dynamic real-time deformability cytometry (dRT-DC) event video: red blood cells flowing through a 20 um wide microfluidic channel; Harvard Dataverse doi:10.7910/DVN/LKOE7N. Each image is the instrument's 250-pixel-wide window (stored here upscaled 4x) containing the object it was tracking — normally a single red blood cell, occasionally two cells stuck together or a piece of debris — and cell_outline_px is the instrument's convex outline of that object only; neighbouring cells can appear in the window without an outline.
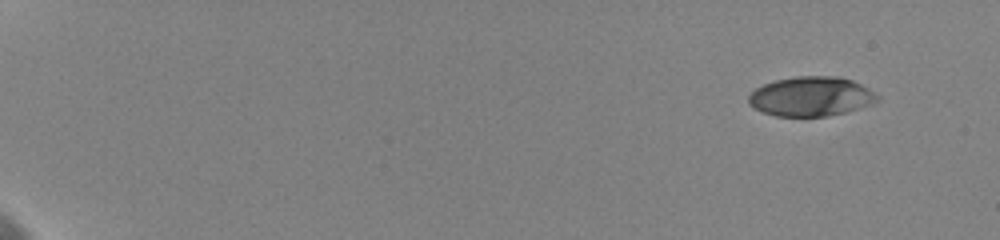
{"species": "human", "species_latin": "Homo sapiens", "temperature_condition": "cold", "stored_images_in_passage": 26, "camera_frame_rate_fps": 3000, "um_per_image_px": 0.085, "donor": {"sex": "female"}, "frame": {"image": 1, "passage_image": 3, "time_ms": 1.0, "image_size_px": [1000, 240], "cell_outline_px": [[880, 100], [872, 104], [844, 112], [828, 116], [776, 116], [764, 112], [748, 104], [748, 96], [756, 88], [764, 84], [776, 80], [796, 76], [836, 76], [852, 80], [868, 88], [880, 96]], "centroid_in_image_um": [68.95, 8.19], "position_along_channel_um": 16.0, "area_um2": 29.54}}
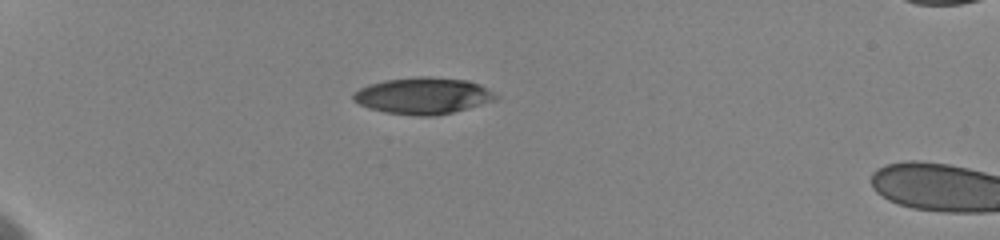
{"frame": {"image": 2, "passage_image": 13, "time_ms": 5.667, "image_size_px": [1000, 240], "cell_outline_px": [[500, 96], [496, 100], [452, 112], [432, 116], [416, 116], [384, 112], [368, 108], [352, 100], [352, 92], [368, 84], [384, 80], [420, 76], [428, 76], [468, 80], [480, 84], [496, 92]], "centroid_in_image_um": [35.96, 8.13], "position_along_channel_um": 49.0, "area_um2": 30.63}}